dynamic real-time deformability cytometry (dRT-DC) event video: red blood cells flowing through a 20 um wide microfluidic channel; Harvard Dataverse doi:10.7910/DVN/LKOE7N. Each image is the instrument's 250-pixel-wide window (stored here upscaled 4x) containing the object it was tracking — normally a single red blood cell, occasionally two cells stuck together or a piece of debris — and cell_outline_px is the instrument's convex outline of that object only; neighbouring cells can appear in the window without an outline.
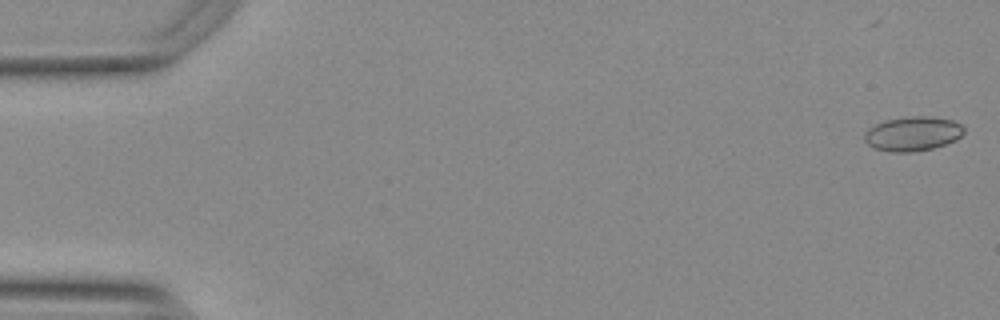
{"species": "Egyptian fruit bat (a non-hibernating species)", "species_latin": "Rousettus aegyptiacus", "temperature_condition": "warm", "stored_images_in_passage": 54, "camera_frame_rate_fps": 3000, "um_per_image_px": 0.085, "animal": {"sex": "female"}, "frame": {"image": 1, "passage_image": 1, "time_ms": 0.0, "image_size_px": [1000, 320], "cell_outline_px": [[964, 132], [956, 140], [932, 148], [912, 152], [892, 152], [872, 148], [864, 140], [864, 132], [868, 128], [876, 124], [888, 120], [904, 116], [928, 116], [952, 120], [960, 124], [964, 128]], "centroid_in_image_um": [77.55, 11.37], "position_along_channel_um": 7.4, "area_um2": 19.94}}
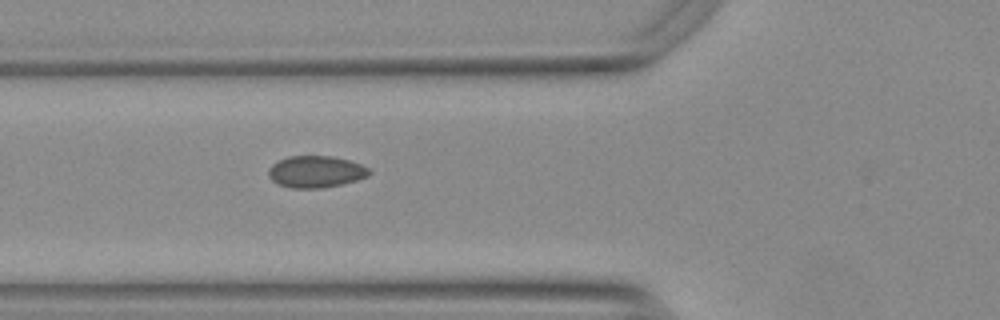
{"frame": {"image": 2, "passage_image": 20, "time_ms": 6.333, "image_size_px": [1000, 320], "cell_outline_px": [[372, 172], [368, 176], [356, 180], [340, 184], [320, 188], [292, 188], [280, 184], [272, 180], [268, 176], [268, 168], [272, 164], [288, 156], [332, 156], [348, 160], [360, 164], [368, 168]], "centroid_in_image_um": [26.83, 14.59], "position_along_channel_um": 99.0, "area_um2": 18.5}}
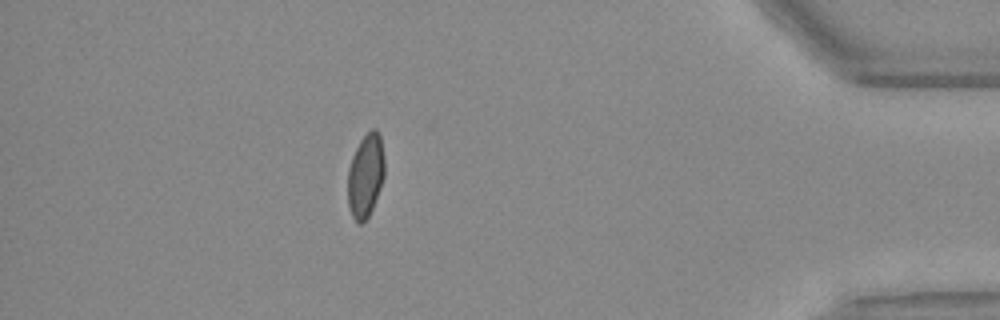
{"frame": {"image": 3, "passage_image": 48, "time_ms": 15.667, "image_size_px": [1000, 320], "cell_outline_px": [[384, 176], [372, 208], [368, 216], [360, 224], [352, 216], [348, 204], [348, 168], [352, 156], [360, 140], [372, 128], [376, 128], [380, 132], [384, 156]], "centroid_in_image_um": [31.07, 14.86], "position_along_channel_um": 404.1, "area_um2": 17.8}}